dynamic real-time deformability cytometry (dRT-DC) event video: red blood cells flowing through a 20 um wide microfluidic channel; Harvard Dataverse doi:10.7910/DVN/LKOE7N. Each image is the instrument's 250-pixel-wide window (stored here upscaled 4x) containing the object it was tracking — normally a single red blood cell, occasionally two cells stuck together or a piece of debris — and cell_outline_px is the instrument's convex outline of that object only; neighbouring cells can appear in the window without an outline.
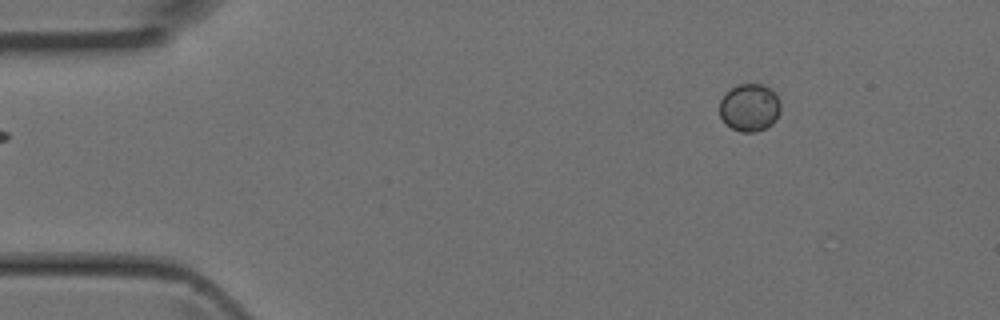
{"species": "Egyptian fruit bat (a non-hibernating species)", "species_latin": "Rousettus aegyptiacus", "temperature_condition": "room temperature", "stored_images_in_passage": 3, "segment_of_instrument_passage": [2, 2], "camera_frame_rate_fps": 3000, "um_per_image_px": 0.085, "animal": {"sex": "female"}, "frame": {"image": 1, "passage_image": 3, "time_ms": 0.667, "image_size_px": [1000, 320], "cell_outline_px": [[780, 112], [776, 120], [772, 124], [756, 132], [740, 132], [732, 128], [720, 116], [720, 100], [736, 84], [760, 84], [768, 88], [780, 100]], "centroid_in_image_um": [63.73, 9.15], "position_along_channel_um": 21.3, "area_um2": 16.7}}